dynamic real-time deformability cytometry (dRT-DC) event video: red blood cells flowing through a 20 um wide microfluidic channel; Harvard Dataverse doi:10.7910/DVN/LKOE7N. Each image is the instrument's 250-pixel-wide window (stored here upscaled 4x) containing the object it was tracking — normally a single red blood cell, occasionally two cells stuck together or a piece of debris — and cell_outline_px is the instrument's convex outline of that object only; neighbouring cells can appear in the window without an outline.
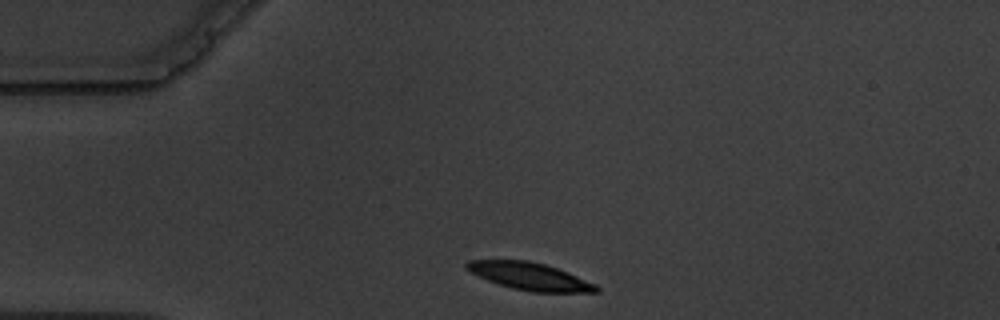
{"species": "common noctule bat (a hibernating species)", "species_latin": "Nyctalus noctula", "temperature_condition": "warm", "stored_images_in_passage": 2, "camera_frame_rate_fps": 3000, "um_per_image_px": 0.085, "animal": {"sex": "male", "body_mass_g": 19.5, "forearm_length_mm": 54.6}, "frame": {"image": 1, "passage_image": 1, "time_ms": 0.0, "image_size_px": [1000, 320], "cell_outline_px": [[600, 292], [532, 292], [512, 288], [488, 280], [464, 268], [464, 264], [468, 260], [528, 260], [544, 264], [568, 272], [596, 284], [600, 288]], "centroid_in_image_um": [45.05, 23.48], "position_along_channel_um": 40.0, "area_um2": 20.58}}